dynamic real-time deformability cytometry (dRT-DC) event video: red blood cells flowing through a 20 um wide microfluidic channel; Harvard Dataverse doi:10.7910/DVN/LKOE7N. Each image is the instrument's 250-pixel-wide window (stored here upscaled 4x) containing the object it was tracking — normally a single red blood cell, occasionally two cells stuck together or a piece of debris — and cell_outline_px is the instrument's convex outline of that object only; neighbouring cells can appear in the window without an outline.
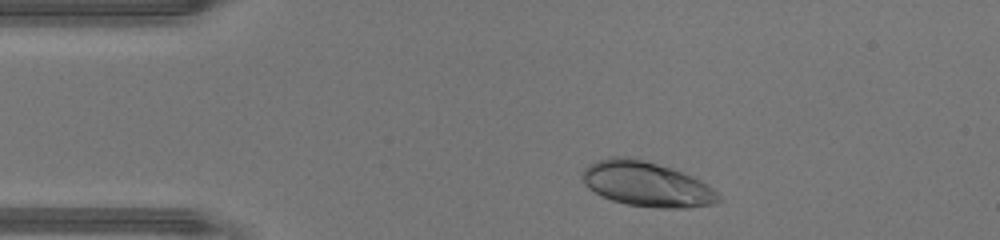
{"species": "human", "species_latin": "Homo sapiens", "temperature_condition": "warm", "stored_images_in_passage": 34, "camera_frame_rate_fps": 3000, "um_per_image_px": 0.085, "donor": {"sex": "male"}, "frame": {"image": 1, "passage_image": 4, "time_ms": 1.0, "image_size_px": [1000, 240], "cell_outline_px": [[720, 200], [712, 204], [688, 208], [660, 208], [628, 204], [612, 200], [588, 188], [584, 184], [580, 176], [584, 168], [588, 164], [596, 160], [612, 156], [628, 156], [672, 168], [692, 176], [708, 184], [720, 196]], "centroid_in_image_um": [54.94, 15.63], "position_along_channel_um": 30.1, "area_um2": 35.6}}
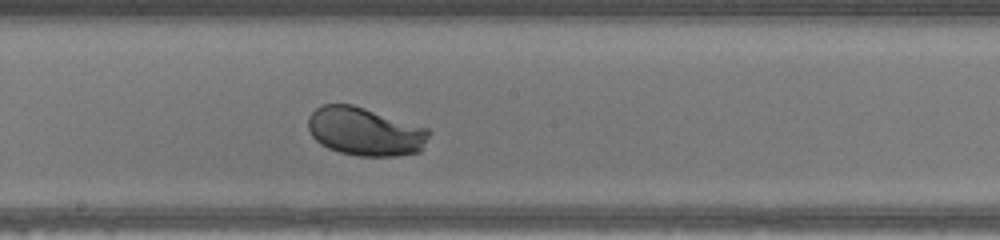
{"frame": {"image": 2, "passage_image": 20, "time_ms": 6.333, "image_size_px": [1000, 240], "cell_outline_px": [[432, 132], [420, 152], [396, 156], [360, 156], [340, 152], [328, 148], [320, 144], [312, 136], [308, 128], [308, 116], [316, 108], [324, 104], [352, 104], [428, 128]], "centroid_in_image_um": [31.03, 11.18], "position_along_channel_um": 217.2, "area_um2": 34.1}}
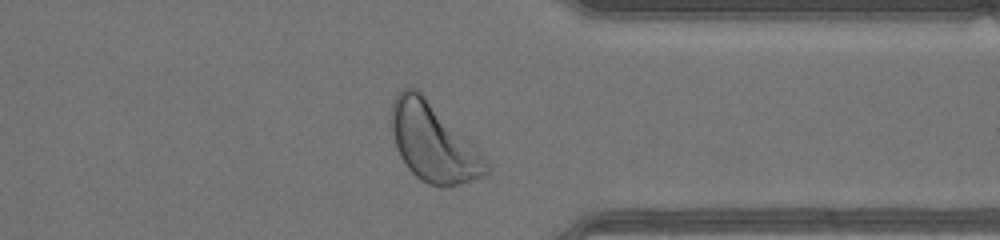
{"frame": {"image": 3, "passage_image": 31, "time_ms": 10.0, "image_size_px": [1000, 240], "cell_outline_px": [[488, 172], [484, 176], [460, 184], [444, 188], [440, 188], [428, 184], [420, 180], [408, 168], [400, 156], [396, 148], [388, 120], [392, 104], [396, 92], [404, 88], [416, 88], [488, 160]], "centroid_in_image_um": [36.77, 12.13], "position_along_channel_um": 374.6, "area_um2": 43.0}, "authors_computed_cell_mechanics": {"area_um2": 34.5644, "velocity_mm_per_s": 4.4669, "shape_relaxation_time_tau1_ms": 1.8048, "shape_relaxation_time_tau2_ms": null, "deformation_change_tau1": 0.1399, "deformation_change_tau2": null}}